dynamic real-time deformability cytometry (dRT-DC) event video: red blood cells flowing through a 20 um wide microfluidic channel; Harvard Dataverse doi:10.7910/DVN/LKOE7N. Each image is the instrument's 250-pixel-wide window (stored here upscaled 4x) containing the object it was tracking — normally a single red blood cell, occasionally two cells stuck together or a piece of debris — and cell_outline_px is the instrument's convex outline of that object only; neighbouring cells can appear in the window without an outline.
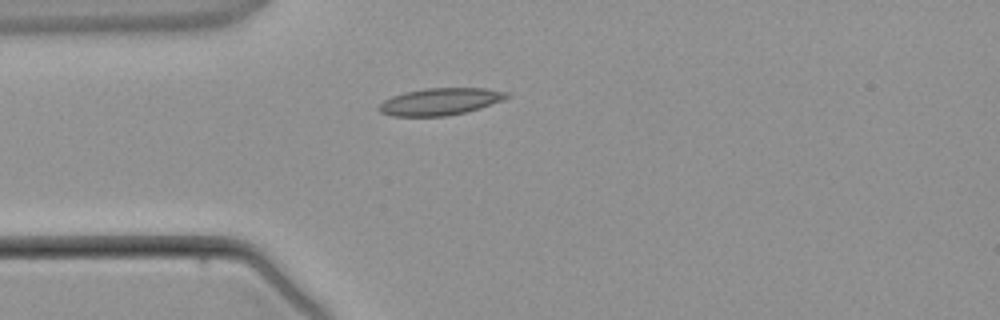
{"species": "common noctule bat (a hibernating species)", "species_latin": "Nyctalus noctula", "temperature_condition": "warm", "stored_images_in_passage": 1, "camera_frame_rate_fps": 3000, "um_per_image_px": 0.085, "animal": {"sex": "male", "body_mass_g": 21.5, "forearm_length_mm": 52.0}, "frame": {"image": 1, "passage_image": 1, "time_ms": 0.0, "image_size_px": [1000, 320], "cell_outline_px": [[508, 96], [500, 100], [480, 108], [464, 112], [444, 116], [392, 116], [380, 112], [376, 108], [384, 100], [392, 96], [404, 92], [424, 88], [484, 88], [508, 92]], "centroid_in_image_um": [37.34, 8.63], "position_along_channel_um": 47.7, "area_um2": 19.94}}